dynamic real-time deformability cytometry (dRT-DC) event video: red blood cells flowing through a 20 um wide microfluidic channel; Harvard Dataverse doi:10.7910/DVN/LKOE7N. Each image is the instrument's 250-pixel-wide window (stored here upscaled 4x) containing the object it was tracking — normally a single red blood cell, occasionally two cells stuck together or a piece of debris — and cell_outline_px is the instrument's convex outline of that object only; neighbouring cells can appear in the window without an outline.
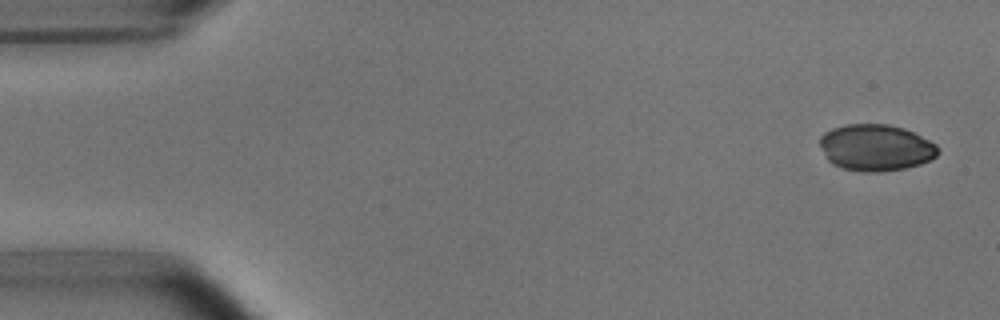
{"species": "common noctule bat (a hibernating species)", "species_latin": "Nyctalus noctula", "temperature_condition": "room temperature", "stored_images_in_passage": 5, "camera_frame_rate_fps": 3000, "um_per_image_px": 0.085, "animal": {"sex": "male", "body_mass_g": 15.6}, "frame": {"image": 1, "passage_image": 1, "time_ms": 0.0, "image_size_px": [1000, 320], "cell_outline_px": [[940, 152], [936, 156], [920, 164], [904, 168], [880, 172], [864, 172], [844, 168], [832, 164], [828, 160], [820, 144], [820, 136], [824, 132], [832, 128], [844, 124], [888, 124], [904, 128], [936, 144], [940, 148]], "centroid_in_image_um": [74.44, 12.54], "position_along_channel_um": 10.6, "area_um2": 31.96}}